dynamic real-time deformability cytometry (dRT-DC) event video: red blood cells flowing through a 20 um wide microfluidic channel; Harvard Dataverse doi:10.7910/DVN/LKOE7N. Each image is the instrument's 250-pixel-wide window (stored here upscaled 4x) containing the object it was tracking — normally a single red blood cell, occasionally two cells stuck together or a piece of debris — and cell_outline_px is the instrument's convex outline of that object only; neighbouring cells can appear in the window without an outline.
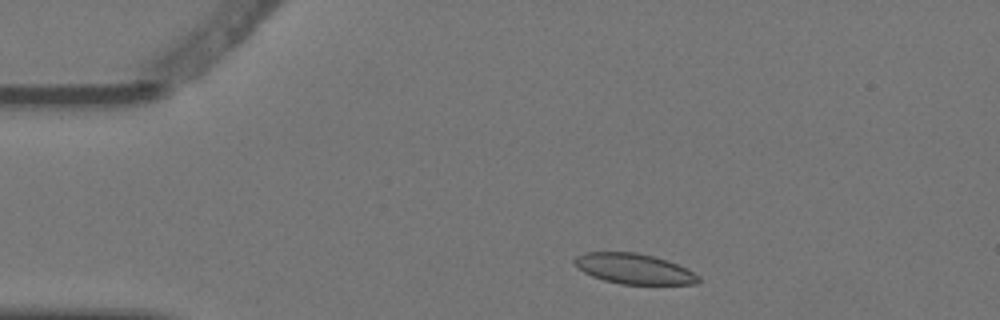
{"species": "Egyptian fruit bat (a non-hibernating species)", "species_latin": "Rousettus aegyptiacus", "temperature_condition": "warm", "stored_images_in_passage": 3, "camera_frame_rate_fps": 3000, "um_per_image_px": 0.085, "animal": {"sex": "female"}, "frame": {"image": 1, "passage_image": 2, "time_ms": 0.333, "image_size_px": [1000, 320], "cell_outline_px": [[700, 280], [696, 284], [620, 284], [604, 280], [592, 276], [584, 272], [572, 260], [576, 256], [584, 252], [636, 252], [668, 260], [700, 276]], "centroid_in_image_um": [53.87, 22.84], "position_along_channel_um": 31.1, "area_um2": 21.73}}